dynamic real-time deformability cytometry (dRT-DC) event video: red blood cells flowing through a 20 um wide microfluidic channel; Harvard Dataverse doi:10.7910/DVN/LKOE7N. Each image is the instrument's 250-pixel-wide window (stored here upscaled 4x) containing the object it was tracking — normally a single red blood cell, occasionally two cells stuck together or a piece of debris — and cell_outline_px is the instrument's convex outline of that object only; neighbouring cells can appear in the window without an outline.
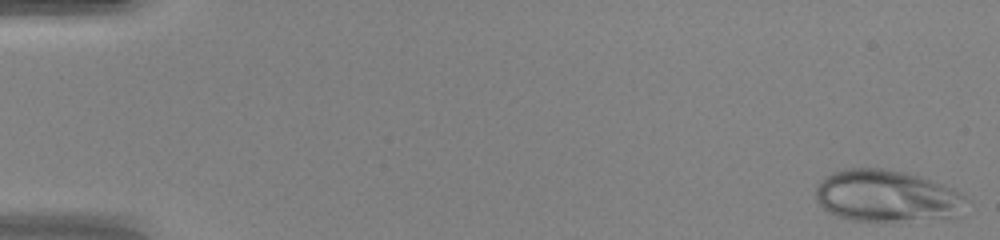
{"species": "human", "species_latin": "Homo sapiens", "temperature_condition": "warm", "stored_images_in_passage": 48, "camera_frame_rate_fps": 3000, "um_per_image_px": 0.085, "donor": {"sex": "female"}, "frame": {"image": 1, "passage_image": 1, "time_ms": 0.0, "image_size_px": [1000, 240], "cell_outline_px": [[972, 200], [960, 216], [896, 220], [852, 220], [836, 216], [828, 212], [820, 204], [816, 196], [816, 184], [824, 176], [832, 172], [844, 168], [884, 168], [904, 172], [920, 176], [944, 184], [960, 192]], "centroid_in_image_um": [75.41, 16.63], "position_along_channel_um": 9.6, "area_um2": 45.78}}
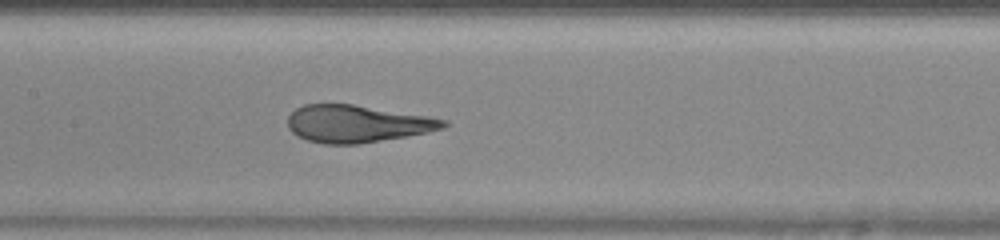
{"frame": {"image": 2, "passage_image": 24, "time_ms": 7.667, "image_size_px": [1000, 240], "cell_outline_px": [[448, 124], [444, 128], [404, 136], [356, 144], [324, 144], [308, 140], [296, 136], [288, 128], [288, 116], [296, 108], [304, 104], [352, 104], [428, 116], [448, 120]], "centroid_in_image_um": [30.31, 10.51], "position_along_channel_um": 177.1, "area_um2": 33.52}}
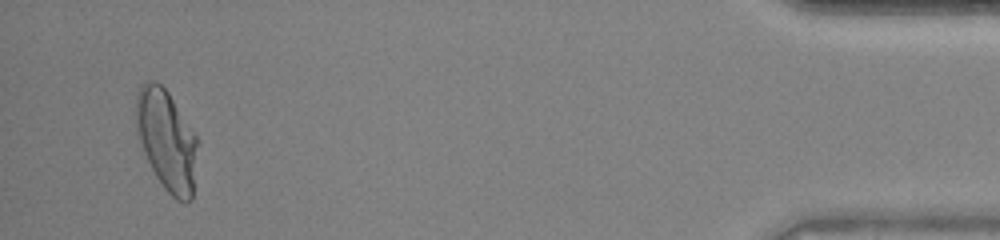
{"frame": {"image": 3, "passage_image": 46, "time_ms": 15.0, "image_size_px": [1000, 240], "cell_outline_px": [[200, 140], [192, 200], [184, 204], [176, 200], [164, 188], [156, 176], [144, 152], [136, 128], [136, 96], [140, 84], [148, 80], [156, 80], [168, 92]], "centroid_in_image_um": [14.21, 11.92], "position_along_channel_um": 421.0, "area_um2": 36.59}, "authors_computed_cell_mechanics": {"area_um2": 35.3736, "velocity_mm_per_s": 4.3048, "shape_relaxation_time_tau1_ms": 5.9124, "shape_relaxation_time_tau2_ms": null, "deformation_change_tau1": 0.2858, "deformation_change_tau2": null}}